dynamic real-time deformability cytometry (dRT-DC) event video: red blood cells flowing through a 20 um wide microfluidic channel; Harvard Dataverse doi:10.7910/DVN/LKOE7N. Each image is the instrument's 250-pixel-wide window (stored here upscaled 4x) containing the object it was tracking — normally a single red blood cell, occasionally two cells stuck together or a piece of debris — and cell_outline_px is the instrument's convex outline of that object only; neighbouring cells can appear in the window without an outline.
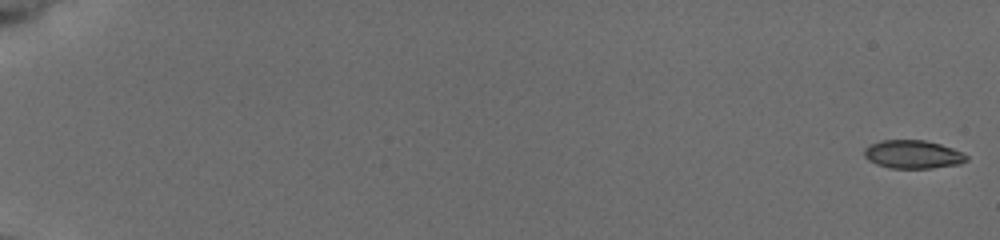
{"species": "common noctule bat (a hibernating species)", "species_latin": "Nyctalus noctula", "temperature_condition": "cold", "stored_images_in_passage": 57, "camera_frame_rate_fps": 3000, "um_per_image_px": 0.085, "animal": {"sex": "female", "body_mass_g": 19.5, "forearm_length_mm": 54.1}, "frame": {"image": 1, "passage_image": 1, "time_ms": 0.0, "image_size_px": [1000, 240], "cell_outline_px": [[968, 160], [960, 164], [932, 168], [888, 168], [876, 164], [868, 160], [864, 156], [864, 148], [880, 140], [924, 140], [940, 144], [952, 148], [968, 156]], "centroid_in_image_um": [77.58, 13.13], "position_along_channel_um": 7.4, "area_um2": 16.88}}
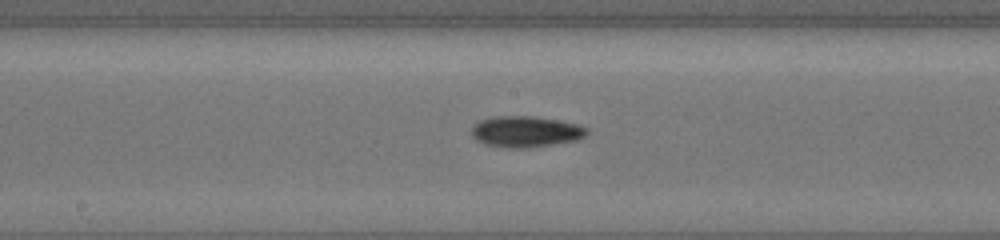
{"frame": {"image": 2, "passage_image": 33, "time_ms": 10.667, "image_size_px": [1000, 240], "cell_outline_px": [[588, 132], [584, 136], [576, 140], [532, 148], [508, 148], [484, 144], [476, 140], [472, 136], [472, 124], [480, 120], [496, 116], [532, 116], [556, 120], [576, 124], [588, 128]], "centroid_in_image_um": [44.65, 11.2], "position_along_channel_um": 203.6, "area_um2": 20.92}}
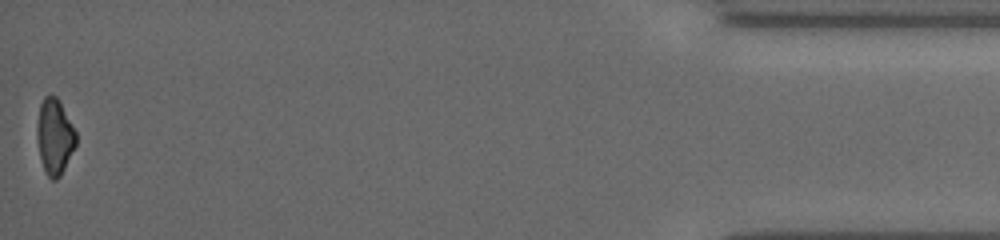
{"frame": {"image": 3, "passage_image": 57, "time_ms": 18.667, "image_size_px": [1000, 240], "cell_outline_px": [[76, 144], [60, 176], [56, 180], [52, 180], [44, 172], [36, 140], [36, 128], [40, 104], [44, 96], [56, 96], [60, 100], [76, 132]], "centroid_in_image_um": [4.62, 11.6], "position_along_channel_um": 430.6, "area_um2": 17.22}, "authors_computed_cell_mechanics": {"area_um2": 18.1492, "velocity_mm_per_s": 3.8019, "shape_relaxation_time_tau1_ms": 3.1264, "shape_relaxation_time_tau2_ms": null, "deformation_change_tau1": 0.1077, "deformation_change_tau2": null}}